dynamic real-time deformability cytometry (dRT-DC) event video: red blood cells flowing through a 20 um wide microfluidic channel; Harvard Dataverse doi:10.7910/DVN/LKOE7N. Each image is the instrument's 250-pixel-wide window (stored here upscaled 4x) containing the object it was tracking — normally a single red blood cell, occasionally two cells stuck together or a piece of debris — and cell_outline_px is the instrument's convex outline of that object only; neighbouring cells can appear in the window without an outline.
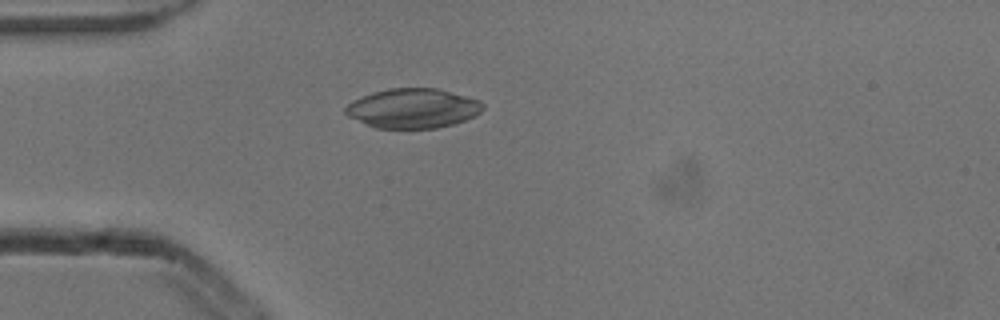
{"species": "common noctule bat (a hibernating species)", "species_latin": "Nyctalus noctula", "temperature_condition": "cold", "stored_images_in_passage": 4, "camera_frame_rate_fps": 3000, "um_per_image_px": 0.085, "animal": {"sex": "male", "body_mass_g": 13.3}, "frame": {"image": 1, "passage_image": 4, "time_ms": 1.0, "image_size_px": [1000, 320], "cell_outline_px": [[484, 108], [476, 116], [452, 124], [436, 128], [376, 128], [348, 116], [344, 112], [344, 108], [352, 100], [372, 92], [388, 88], [436, 88], [480, 100], [484, 104]], "centroid_in_image_um": [35.09, 9.2], "position_along_channel_um": 49.9, "area_um2": 31.67}}